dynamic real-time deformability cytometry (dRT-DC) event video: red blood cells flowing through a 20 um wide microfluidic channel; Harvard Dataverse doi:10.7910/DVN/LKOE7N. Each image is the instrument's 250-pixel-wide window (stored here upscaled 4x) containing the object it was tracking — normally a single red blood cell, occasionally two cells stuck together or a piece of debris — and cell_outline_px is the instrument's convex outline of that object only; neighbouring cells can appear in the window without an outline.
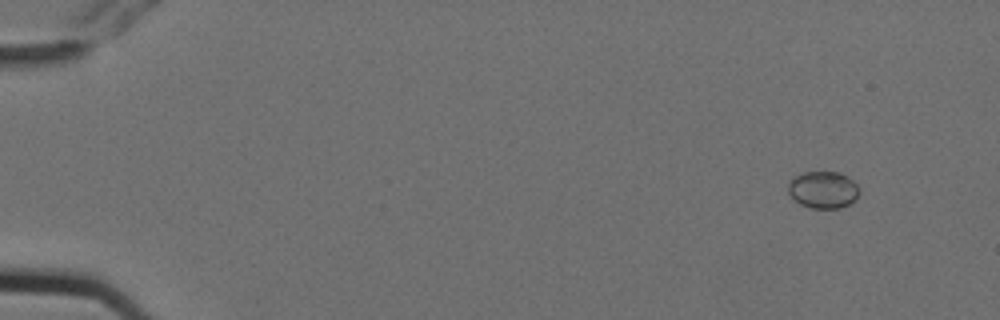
{"species": "Egyptian fruit bat (a non-hibernating species)", "species_latin": "Rousettus aegyptiacus", "temperature_condition": "cold", "stored_images_in_passage": 5, "camera_frame_rate_fps": 3000, "um_per_image_px": 0.085, "animal": {"sex": "female"}, "frame": {"image": 1, "passage_image": 2, "time_ms": 0.333, "image_size_px": [1000, 320], "cell_outline_px": [[860, 192], [848, 204], [840, 208], [812, 208], [800, 204], [788, 192], [788, 184], [796, 176], [804, 172], [840, 172], [848, 176], [860, 188]], "centroid_in_image_um": [69.98, 16.12], "position_along_channel_um": 15.0, "area_um2": 15.14}}
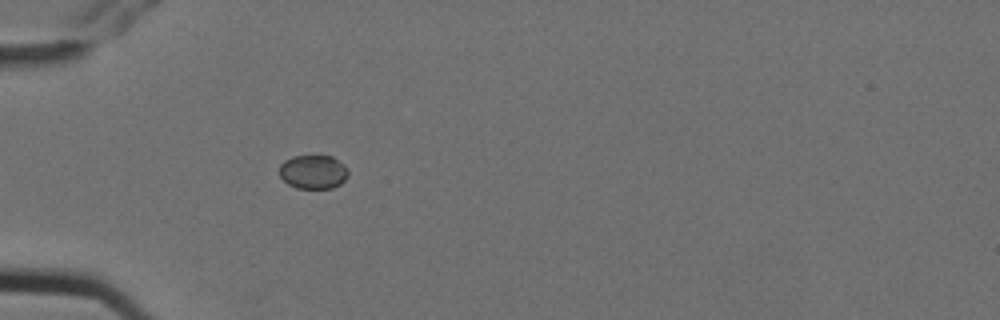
{"frame": {"image": 2, "passage_image": 5, "time_ms": 1.333, "image_size_px": [1000, 320], "cell_outline_px": [[348, 176], [340, 184], [332, 188], [296, 188], [288, 184], [280, 176], [280, 164], [284, 160], [292, 156], [332, 156], [344, 164], [348, 168]], "centroid_in_image_um": [26.63, 14.6], "position_along_channel_um": 58.4, "area_um2": 13.64}}